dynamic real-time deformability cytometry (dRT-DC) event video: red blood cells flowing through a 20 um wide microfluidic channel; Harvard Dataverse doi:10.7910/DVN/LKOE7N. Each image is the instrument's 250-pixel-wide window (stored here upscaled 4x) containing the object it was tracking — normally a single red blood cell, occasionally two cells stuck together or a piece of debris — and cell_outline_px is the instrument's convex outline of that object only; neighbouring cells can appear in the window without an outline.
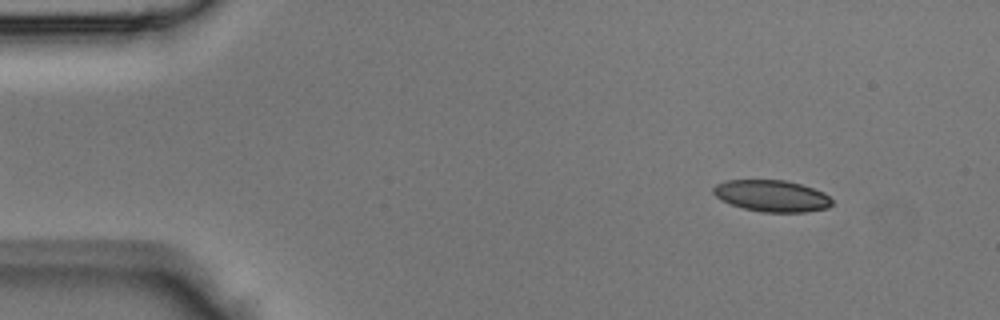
{"species": "Egyptian fruit bat (a non-hibernating species)", "species_latin": "Rousettus aegyptiacus", "temperature_condition": "room temperature", "stored_images_in_passage": 43, "camera_frame_rate_fps": 3000, "um_per_image_px": 0.085, "animal": {"sex": "male"}, "frame": {"image": 1, "passage_image": 4, "time_ms": 1.0, "image_size_px": [1000, 320], "cell_outline_px": [[832, 204], [828, 208], [808, 212], [764, 212], [744, 208], [732, 204], [716, 196], [712, 192], [712, 188], [716, 184], [724, 180], [784, 180], [800, 184], [824, 192], [832, 200]], "centroid_in_image_um": [65.61, 16.64], "position_along_channel_um": 19.4, "area_um2": 21.73}}
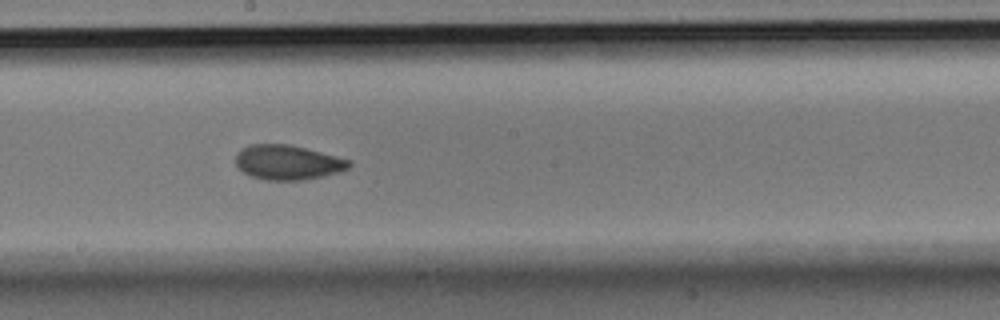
{"frame": {"image": 2, "passage_image": 23, "time_ms": 7.333, "image_size_px": [1000, 320], "cell_outline_px": [[352, 164], [348, 168], [340, 172], [300, 180], [264, 180], [252, 176], [244, 172], [236, 164], [236, 156], [248, 144], [288, 144], [352, 160]], "centroid_in_image_um": [24.48, 13.8], "position_along_channel_um": 223.7, "area_um2": 22.6}}
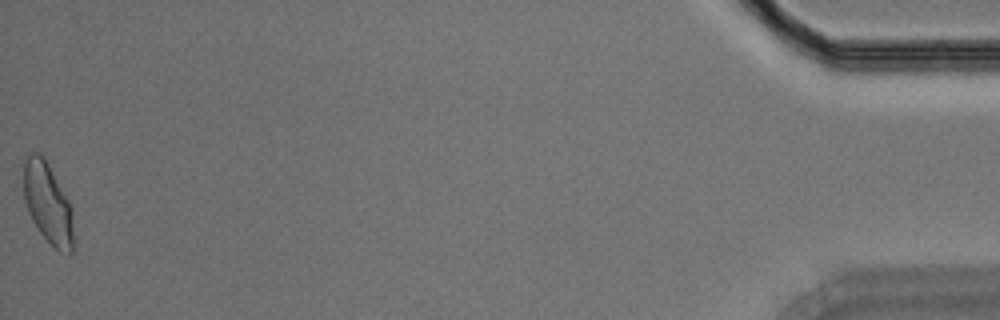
{"frame": {"image": 3, "passage_image": 43, "time_ms": 14.0, "image_size_px": [1000, 320], "cell_outline_px": [[76, 248], [68, 256], [60, 252], [40, 232], [32, 220], [28, 212], [24, 200], [24, 164], [28, 156], [32, 152], [40, 152], [44, 156], [68, 200], [72, 208]], "centroid_in_image_um": [4.12, 17.34], "position_along_channel_um": 431.1, "area_um2": 23.81}}